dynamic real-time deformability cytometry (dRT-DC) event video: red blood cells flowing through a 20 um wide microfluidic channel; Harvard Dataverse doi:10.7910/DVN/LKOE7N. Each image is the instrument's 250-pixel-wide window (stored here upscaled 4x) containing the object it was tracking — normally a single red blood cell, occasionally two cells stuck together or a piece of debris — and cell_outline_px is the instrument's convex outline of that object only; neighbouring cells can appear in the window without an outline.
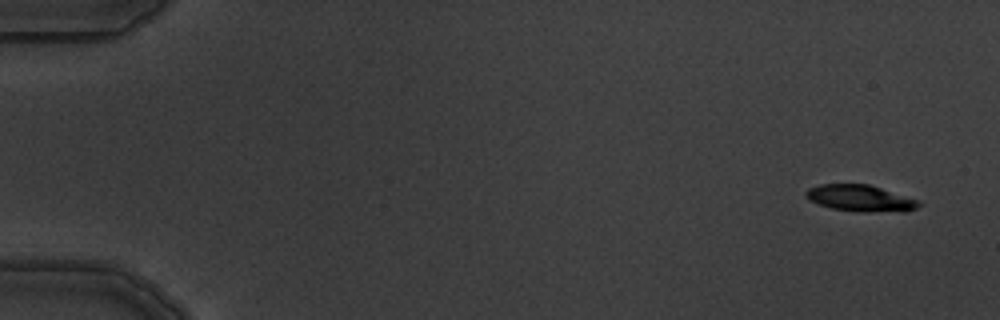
{"species": "common noctule bat (a hibernating species)", "species_latin": "Nyctalus noctula", "temperature_condition": "warm", "stored_images_in_passage": 6, "camera_frame_rate_fps": 3000, "um_per_image_px": 0.085, "animal": {"sex": "male", "body_mass_g": 19.5, "forearm_length_mm": 54.6}, "frame": {"image": 1, "passage_image": 1, "time_ms": 0.0, "image_size_px": [1000, 320], "cell_outline_px": [[920, 204], [916, 208], [904, 212], [864, 212], [832, 208], [820, 204], [804, 196], [804, 192], [808, 188], [820, 184], [868, 184], [920, 200]], "centroid_in_image_um": [73.15, 16.85], "position_along_channel_um": 11.8, "area_um2": 17.4}}
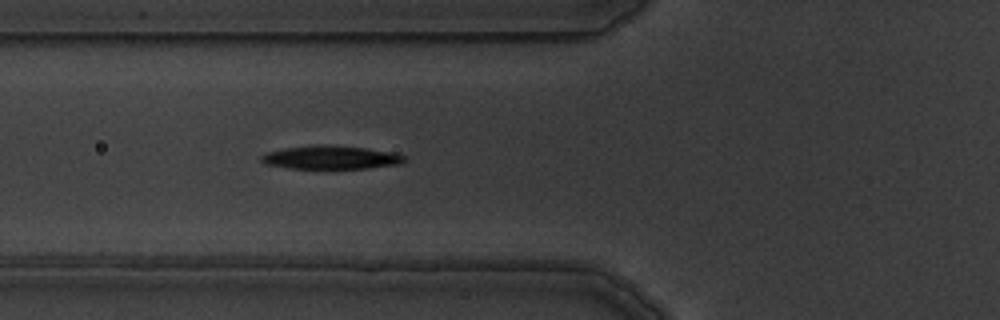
{"frame": {"image": 2, "passage_image": 6, "time_ms": 6.0, "image_size_px": [1000, 320], "cell_outline_px": [[404, 160], [400, 164], [368, 168], [288, 168], [264, 164], [260, 160], [260, 156], [268, 152], [284, 148], [316, 144], [324, 144], [364, 148], [396, 152], [404, 156]], "centroid_in_image_um": [28.09, 13.37], "position_along_channel_um": 97.7, "area_um2": 19.54}}